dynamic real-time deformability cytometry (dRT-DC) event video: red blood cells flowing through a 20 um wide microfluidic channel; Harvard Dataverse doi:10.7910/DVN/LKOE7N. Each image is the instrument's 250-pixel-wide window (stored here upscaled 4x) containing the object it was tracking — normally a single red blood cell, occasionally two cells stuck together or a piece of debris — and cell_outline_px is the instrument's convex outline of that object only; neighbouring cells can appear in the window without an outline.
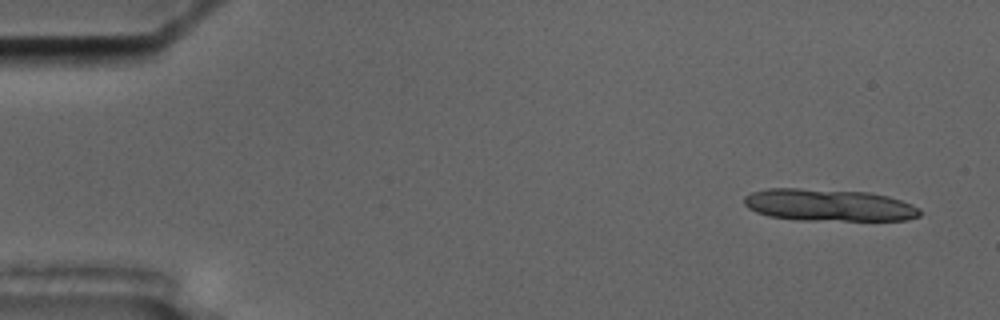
{"species": "common noctule bat (a hibernating species)", "species_latin": "Nyctalus noctula", "temperature_condition": "cold", "stored_images_in_passage": 5, "camera_frame_rate_fps": 3000, "um_per_image_px": 0.085, "animal": {"sex": "male", "body_mass_g": 17.5, "forearm_length_mm": 52.3}, "frame": {"image": 1, "passage_image": 1, "time_ms": 0.0, "image_size_px": [1000, 320], "cell_outline_px": [[920, 216], [908, 220], [796, 220], [768, 216], [756, 212], [748, 208], [744, 204], [744, 196], [752, 192], [768, 188], [800, 188], [868, 192], [888, 196], [912, 204], [920, 208]], "centroid_in_image_um": [70.43, 17.43], "position_along_channel_um": 14.6, "area_um2": 33.06}}